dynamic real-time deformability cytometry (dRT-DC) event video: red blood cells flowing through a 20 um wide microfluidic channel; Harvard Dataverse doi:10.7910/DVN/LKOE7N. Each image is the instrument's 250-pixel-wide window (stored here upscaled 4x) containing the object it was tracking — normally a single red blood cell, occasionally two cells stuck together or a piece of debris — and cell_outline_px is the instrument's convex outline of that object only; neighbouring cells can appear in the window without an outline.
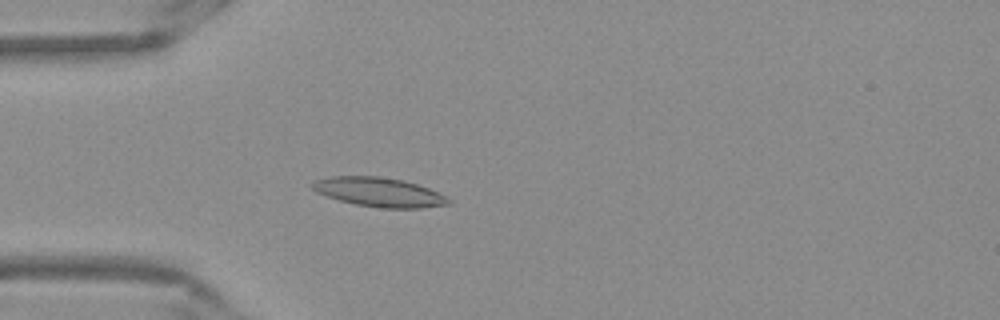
{"species": "Egyptian fruit bat (a non-hibernating species)", "species_latin": "Rousettus aegyptiacus", "temperature_condition": "warm", "stored_images_in_passage": 42, "camera_frame_rate_fps": 3000, "um_per_image_px": 0.085, "frame": {"image": 1, "passage_image": 5, "time_ms": 1.333, "image_size_px": [1000, 320], "cell_outline_px": [[452, 204], [420, 208], [380, 208], [356, 204], [340, 200], [316, 192], [308, 184], [312, 180], [332, 176], [380, 176], [404, 180], [428, 188], [448, 196], [452, 200]], "centroid_in_image_um": [32.23, 16.32], "position_along_channel_um": 52.8, "area_um2": 23.41}}
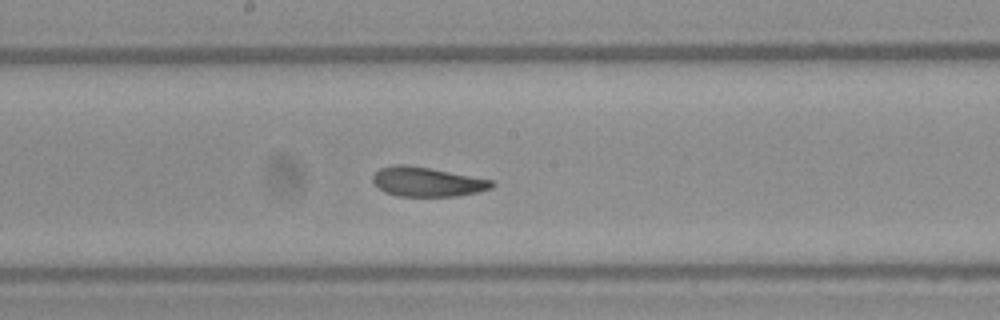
{"frame": {"image": 2, "passage_image": 18, "time_ms": 5.667, "image_size_px": [1000, 320], "cell_outline_px": [[496, 184], [492, 188], [476, 192], [456, 196], [396, 196], [384, 192], [372, 180], [372, 176], [380, 168], [392, 164], [404, 164], [428, 168], [492, 180]], "centroid_in_image_um": [36.28, 15.45], "position_along_channel_um": 211.9, "area_um2": 20.23}}
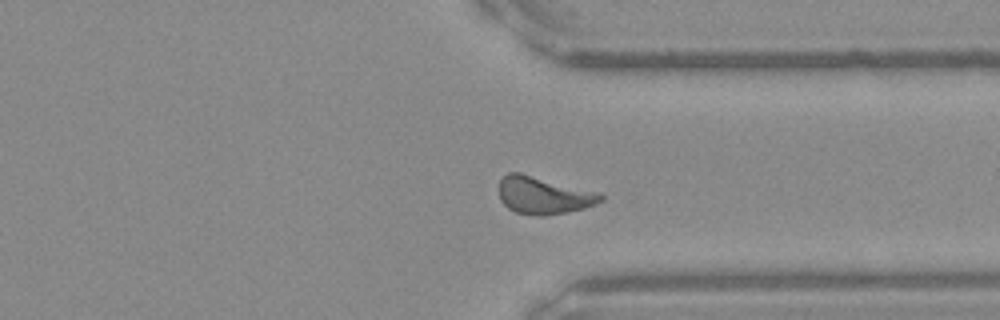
{"frame": {"image": 3, "passage_image": 30, "time_ms": 9.667, "image_size_px": [1000, 320], "cell_outline_px": [[604, 200], [596, 204], [584, 208], [568, 212], [544, 216], [540, 216], [516, 212], [508, 208], [500, 200], [500, 180], [508, 172], [520, 172], [596, 192], [604, 196]], "centroid_in_image_um": [46.2, 16.61], "position_along_channel_um": 365.2, "area_um2": 21.96}, "authors_computed_cell_mechanics": {"area_um2": 21.1837, "velocity_mm_per_s": 3.8391, "shape_relaxation_time_tau1_ms": 5.3781, "shape_relaxation_time_tau2_ms": 2.1401, "deformation_change_tau1": 0.1484, "deformation_change_tau2": 0.0857}}